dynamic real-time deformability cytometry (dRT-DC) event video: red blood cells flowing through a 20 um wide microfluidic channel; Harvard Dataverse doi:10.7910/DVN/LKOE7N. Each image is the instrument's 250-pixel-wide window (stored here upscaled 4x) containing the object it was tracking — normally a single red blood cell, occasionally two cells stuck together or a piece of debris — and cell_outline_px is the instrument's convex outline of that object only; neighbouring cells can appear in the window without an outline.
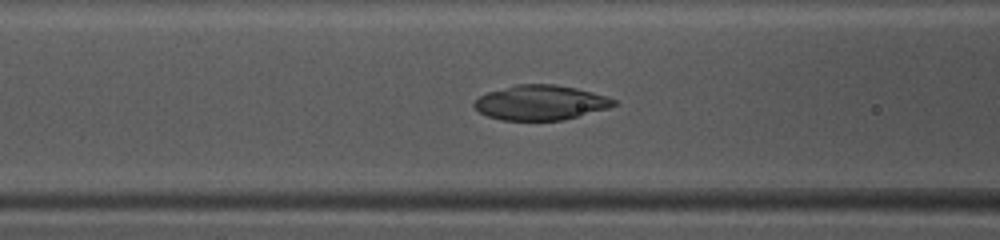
{"species": "common noctule bat (a hibernating species)", "species_latin": "Nyctalus noctula", "temperature_condition": "warm", "stored_images_in_passage": 38, "camera_frame_rate_fps": 3000, "um_per_image_px": 0.085, "animal": {"sex": "female", "body_mass_g": 10.0, "forearm_length_mm": 53.1}, "frame": {"image": 1, "passage_image": 14, "time_ms": 4.333, "image_size_px": [1000, 240], "cell_outline_px": [[616, 104], [608, 108], [560, 120], [504, 120], [488, 116], [480, 112], [472, 104], [480, 96], [488, 92], [516, 84], [556, 84], [576, 88], [608, 96], [616, 100]], "centroid_in_image_um": [45.95, 8.71], "position_along_channel_um": 120.6, "area_um2": 28.03}}
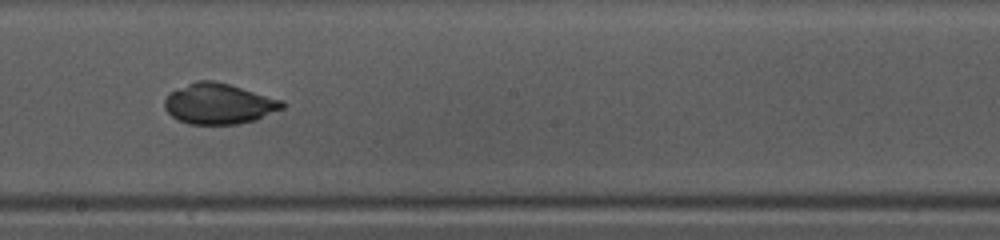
{"frame": {"image": 2, "passage_image": 22, "time_ms": 7.0, "image_size_px": [1000, 240], "cell_outline_px": [[288, 104], [284, 108], [256, 120], [236, 124], [188, 124], [172, 116], [164, 108], [164, 100], [168, 92], [176, 88], [196, 80], [212, 80], [228, 84], [284, 100]], "centroid_in_image_um": [18.61, 8.81], "position_along_channel_um": 229.6, "area_um2": 28.09}}
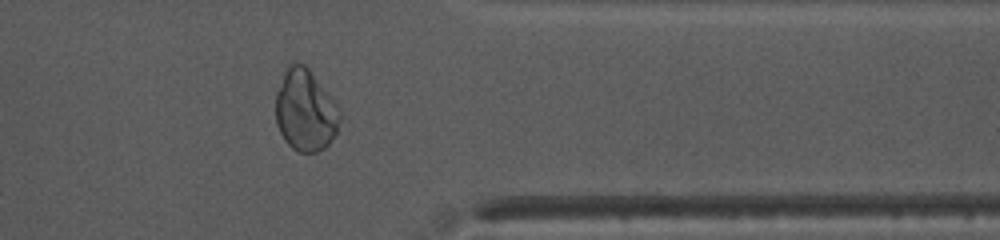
{"frame": {"image": 3, "passage_image": 34, "time_ms": 11.0, "image_size_px": [1000, 240], "cell_outline_px": [[340, 116], [336, 132], [328, 144], [324, 148], [316, 152], [300, 152], [292, 148], [284, 140], [276, 124], [276, 92], [284, 72], [288, 64], [296, 60], [304, 64], [308, 68], [340, 108]], "centroid_in_image_um": [25.93, 9.37], "position_along_channel_um": 385.5, "area_um2": 30.52}, "authors_computed_cell_mechanics": {"area_um2": 28.0619, "velocity_mm_per_s": 4.0754, "shape_relaxation_time_tau1_ms": 9.6581, "shape_relaxation_time_tau2_ms": 0.6979, "deformation_change_tau1": 0.3167, "deformation_change_tau2": 0.0247}}